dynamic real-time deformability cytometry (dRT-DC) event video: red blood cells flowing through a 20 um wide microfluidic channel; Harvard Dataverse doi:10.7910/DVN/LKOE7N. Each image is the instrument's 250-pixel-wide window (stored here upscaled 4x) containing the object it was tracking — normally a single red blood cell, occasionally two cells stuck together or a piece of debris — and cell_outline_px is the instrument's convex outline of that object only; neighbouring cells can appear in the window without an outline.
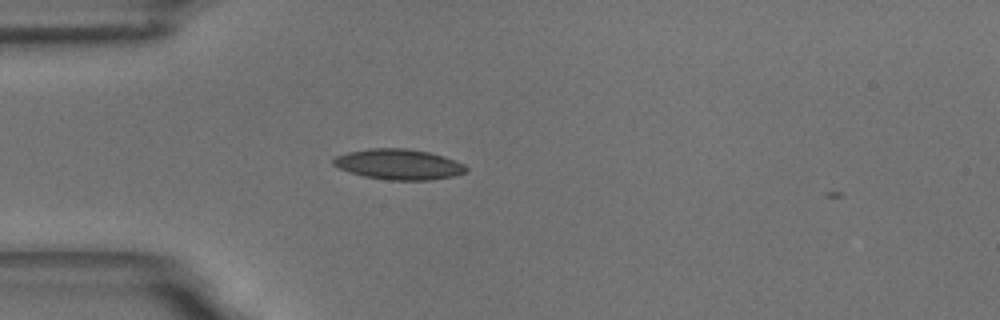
{"species": "common noctule bat (a hibernating species)", "species_latin": "Nyctalus noctula", "temperature_condition": "room temperature", "stored_images_in_passage": 2, "camera_frame_rate_fps": 3000, "um_per_image_px": 0.085, "animal": {"sex": "male", "body_mass_g": 18.8}, "frame": {"image": 1, "passage_image": 1, "time_ms": 0.0, "image_size_px": [1000, 320], "cell_outline_px": [[468, 172], [456, 176], [432, 180], [388, 180], [364, 176], [340, 168], [332, 164], [332, 160], [336, 156], [348, 152], [368, 148], [408, 148], [428, 152], [444, 156], [464, 164], [468, 168]], "centroid_in_image_um": [33.94, 13.97], "position_along_channel_um": 51.1, "area_um2": 23.7}}